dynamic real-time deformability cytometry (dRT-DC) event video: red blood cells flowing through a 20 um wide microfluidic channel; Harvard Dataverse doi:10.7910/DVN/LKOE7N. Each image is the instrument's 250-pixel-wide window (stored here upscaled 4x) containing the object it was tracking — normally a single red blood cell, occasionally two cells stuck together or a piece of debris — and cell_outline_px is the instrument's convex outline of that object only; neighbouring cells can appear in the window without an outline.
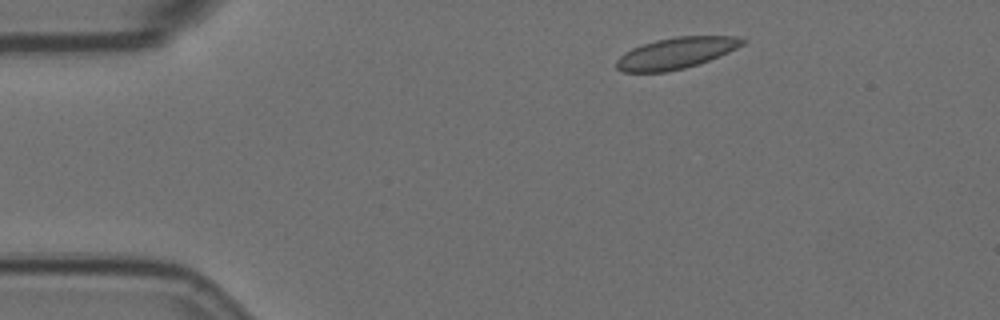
{"species": "Egyptian fruit bat (a non-hibernating species)", "species_latin": "Rousettus aegyptiacus", "temperature_condition": "room temperature", "stored_images_in_passage": 5, "segment_of_instrument_passage": [2, 2], "camera_frame_rate_fps": 3000, "um_per_image_px": 0.085, "animal": {"sex": "female"}, "frame": {"image": 1, "passage_image": 5, "time_ms": 1.333, "image_size_px": [1000, 320], "cell_outline_px": [[748, 40], [744, 44], [728, 52], [708, 60], [684, 68], [664, 72], [624, 72], [616, 68], [616, 60], [624, 52], [632, 48], [656, 40], [676, 36], [736, 36]], "centroid_in_image_um": [57.45, 4.51], "position_along_channel_um": 27.5, "area_um2": 22.77}}